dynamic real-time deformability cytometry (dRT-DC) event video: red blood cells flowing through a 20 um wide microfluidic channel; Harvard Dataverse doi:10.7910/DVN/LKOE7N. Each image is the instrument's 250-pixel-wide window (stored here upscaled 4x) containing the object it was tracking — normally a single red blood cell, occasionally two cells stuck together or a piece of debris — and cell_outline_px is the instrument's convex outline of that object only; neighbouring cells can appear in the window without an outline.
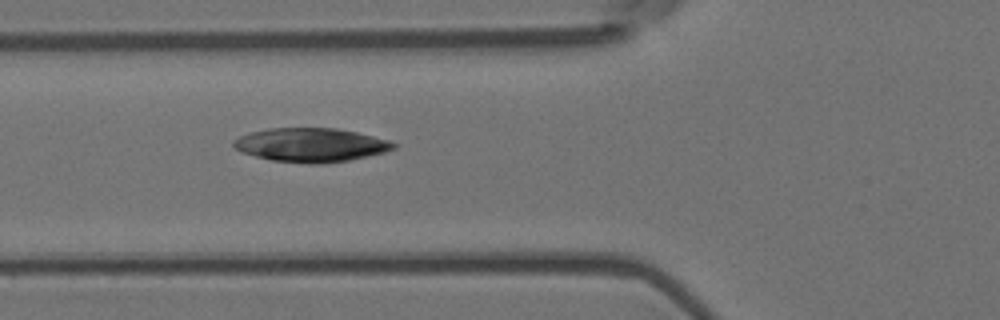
{"species": "Egyptian fruit bat (a non-hibernating species)", "species_latin": "Rousettus aegyptiacus", "temperature_condition": "room temperature", "stored_images_in_passage": 5, "camera_frame_rate_fps": 3000, "um_per_image_px": 0.085, "animal": {"sex": "female"}, "frame": {"image": 1, "passage_image": 5, "time_ms": 1.333, "image_size_px": [1000, 320], "cell_outline_px": [[396, 148], [384, 152], [368, 156], [348, 160], [320, 164], [312, 164], [272, 160], [240, 152], [232, 144], [232, 140], [240, 136], [252, 132], [268, 128], [336, 128], [356, 132], [392, 140], [396, 144]], "centroid_in_image_um": [26.44, 12.32], "position_along_channel_um": 99.4, "area_um2": 31.56}}